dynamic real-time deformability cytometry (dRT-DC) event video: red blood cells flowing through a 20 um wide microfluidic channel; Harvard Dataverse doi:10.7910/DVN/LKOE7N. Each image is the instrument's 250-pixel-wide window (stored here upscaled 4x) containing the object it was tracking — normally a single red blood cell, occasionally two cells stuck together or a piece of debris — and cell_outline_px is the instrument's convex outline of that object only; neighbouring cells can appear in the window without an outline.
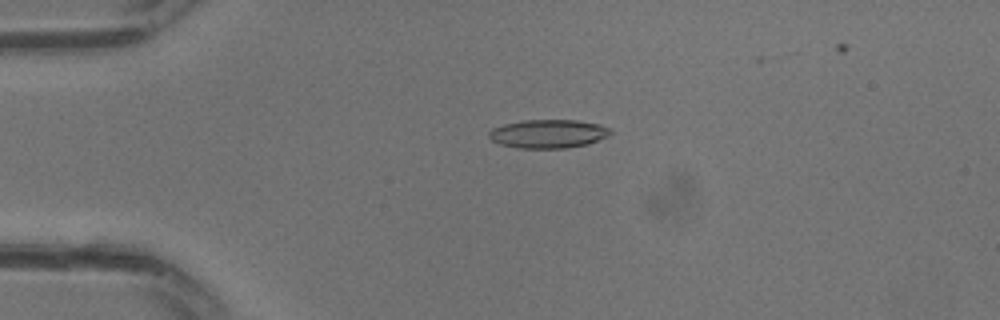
{"species": "common noctule bat (a hibernating species)", "species_latin": "Nyctalus noctula", "temperature_condition": "warm", "stored_images_in_passage": 16, "camera_frame_rate_fps": 3000, "um_per_image_px": 0.085, "animal": {"sex": "male", "body_mass_g": 13.3}, "frame": {"image": 1, "passage_image": 8, "time_ms": 2.333, "image_size_px": [1000, 320], "cell_outline_px": [[612, 132], [608, 136], [588, 144], [564, 148], [520, 148], [500, 144], [492, 140], [488, 136], [488, 132], [492, 128], [504, 124], [524, 120], [576, 120], [600, 124], [608, 128]], "centroid_in_image_um": [46.59, 11.37], "position_along_channel_um": 38.4, "area_um2": 20.17}}
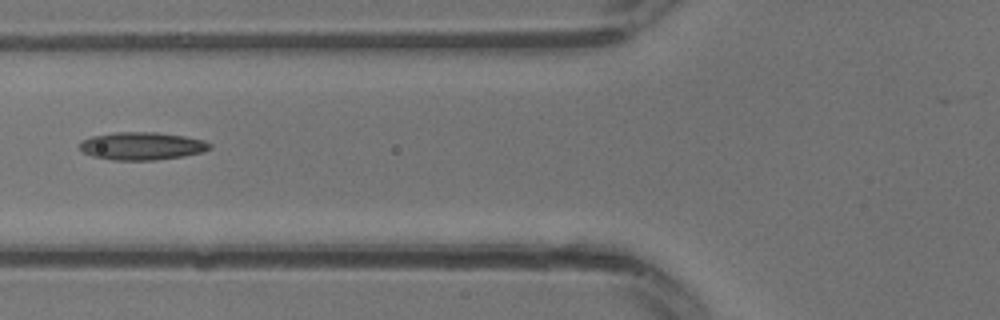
{"frame": {"image": 2, "passage_image": 13, "time_ms": 4.0, "image_size_px": [1000, 320], "cell_outline_px": [[212, 148], [204, 152], [184, 156], [156, 160], [112, 160], [92, 156], [84, 152], [80, 148], [80, 140], [92, 136], [112, 132], [156, 132], [184, 136], [204, 140], [212, 144]], "centroid_in_image_um": [12.08, 12.41], "position_along_channel_um": 113.7, "area_um2": 21.27}}
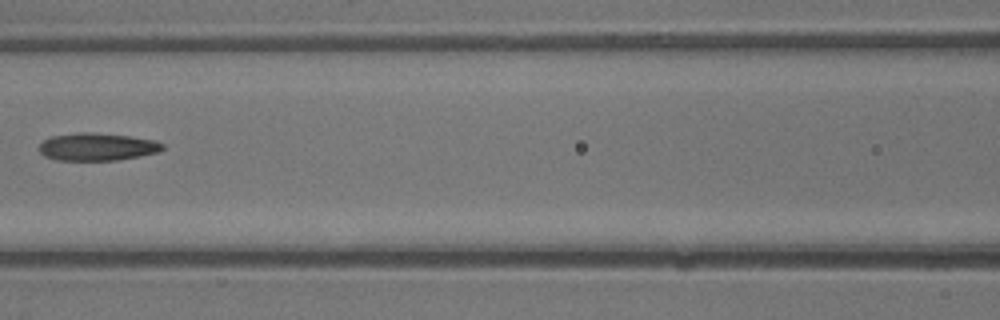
{"frame": {"image": 3, "passage_image": 15, "time_ms": 4.667, "image_size_px": [1000, 320], "cell_outline_px": [[164, 148], [160, 152], [140, 156], [116, 160], [56, 160], [44, 156], [36, 148], [48, 136], [76, 132], [92, 132], [128, 136], [156, 140], [164, 144]], "centroid_in_image_um": [8.23, 12.47], "position_along_channel_um": 158.4, "area_um2": 20.17}}